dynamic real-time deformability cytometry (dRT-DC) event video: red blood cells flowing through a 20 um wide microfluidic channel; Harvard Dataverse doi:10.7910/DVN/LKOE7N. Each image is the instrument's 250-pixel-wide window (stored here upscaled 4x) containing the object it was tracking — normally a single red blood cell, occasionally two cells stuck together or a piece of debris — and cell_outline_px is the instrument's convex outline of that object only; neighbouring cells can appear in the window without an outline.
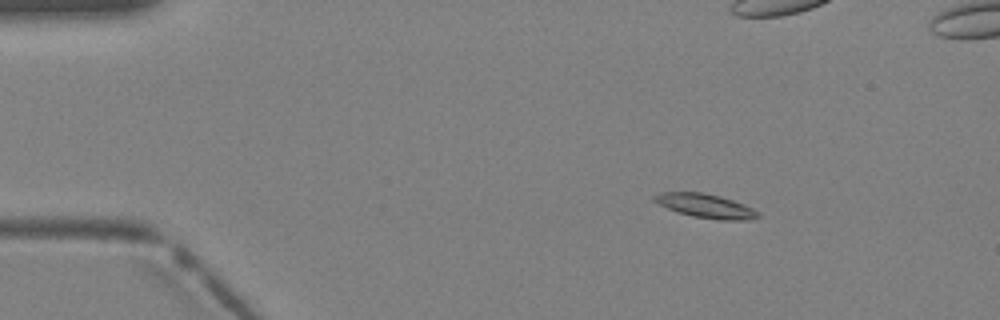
{"species": "Egyptian fruit bat (a non-hibernating species)", "species_latin": "Rousettus aegyptiacus", "temperature_condition": "warm", "stored_images_in_passage": 4, "camera_frame_rate_fps": 3000, "um_per_image_px": 0.085, "animal": {"sex": "female"}, "frame": {"image": 1, "passage_image": 2, "time_ms": 0.333, "image_size_px": [1000, 320], "cell_outline_px": [[760, 216], [748, 220], [720, 220], [692, 216], [676, 212], [652, 200], [652, 196], [660, 192], [704, 192], [720, 196], [744, 204], [760, 212]], "centroid_in_image_um": [59.97, 17.5], "position_along_channel_um": 25.0, "area_um2": 14.57}}